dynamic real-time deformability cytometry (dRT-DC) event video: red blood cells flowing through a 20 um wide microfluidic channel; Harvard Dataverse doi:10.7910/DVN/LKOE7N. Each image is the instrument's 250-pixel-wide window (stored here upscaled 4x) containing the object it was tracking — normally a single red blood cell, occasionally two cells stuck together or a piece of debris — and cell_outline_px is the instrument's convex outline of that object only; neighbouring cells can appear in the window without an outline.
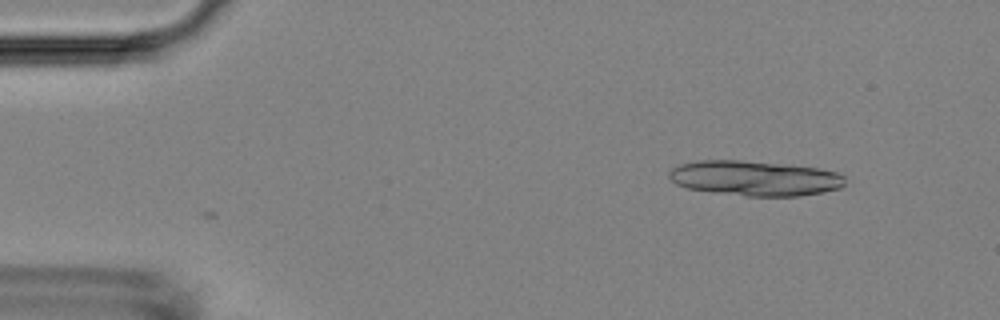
{"species": "Egyptian fruit bat (a non-hibernating species)", "species_latin": "Rousettus aegyptiacus", "temperature_condition": "room temperature", "stored_images_in_passage": 6, "camera_frame_rate_fps": 3000, "um_per_image_px": 0.085, "animal": {"sex": "female"}, "frame": {"image": 1, "passage_image": 6, "time_ms": 1.667, "image_size_px": [1000, 320], "cell_outline_px": [[844, 184], [840, 188], [824, 192], [800, 196], [748, 196], [712, 192], [688, 188], [676, 184], [668, 176], [668, 172], [672, 168], [680, 164], [700, 160], [740, 160], [784, 164], [820, 168], [836, 172], [844, 176]], "centroid_in_image_um": [64.16, 15.15], "position_along_channel_um": 20.8, "area_um2": 36.01}}